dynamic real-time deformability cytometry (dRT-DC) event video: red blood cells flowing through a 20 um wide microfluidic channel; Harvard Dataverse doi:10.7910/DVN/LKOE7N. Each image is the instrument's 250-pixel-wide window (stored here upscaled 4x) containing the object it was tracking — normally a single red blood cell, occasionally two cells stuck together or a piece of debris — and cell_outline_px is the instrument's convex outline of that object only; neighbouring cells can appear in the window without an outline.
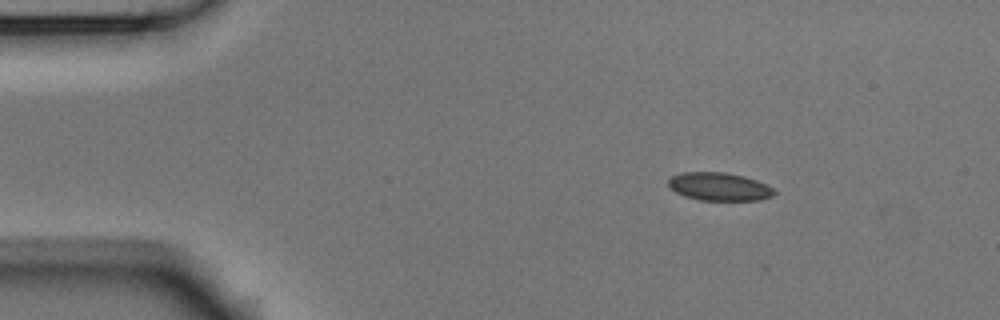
{"species": "Egyptian fruit bat (a non-hibernating species)", "species_latin": "Rousettus aegyptiacus", "temperature_condition": "room temperature", "stored_images_in_passage": 2, "camera_frame_rate_fps": 3000, "um_per_image_px": 0.085, "animal": {"sex": "male"}, "frame": {"image": 1, "passage_image": 1, "time_ms": 0.0, "image_size_px": [1000, 320], "cell_outline_px": [[776, 192], [772, 196], [760, 200], [700, 200], [684, 196], [668, 188], [668, 180], [672, 176], [680, 172], [724, 172], [744, 176], [756, 180], [772, 188]], "centroid_in_image_um": [61.09, 15.86], "position_along_channel_um": 23.9, "area_um2": 17.34}}